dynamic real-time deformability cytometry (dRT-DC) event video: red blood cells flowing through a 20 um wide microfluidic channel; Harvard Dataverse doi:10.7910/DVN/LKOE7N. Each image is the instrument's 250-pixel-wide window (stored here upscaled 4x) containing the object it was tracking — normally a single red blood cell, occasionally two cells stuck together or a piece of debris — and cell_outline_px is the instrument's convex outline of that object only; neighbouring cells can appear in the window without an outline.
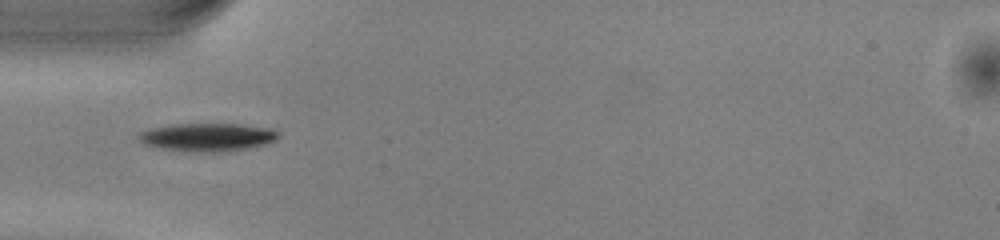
{"species": "common noctule bat (a hibernating species)", "species_latin": "Nyctalus noctula", "temperature_condition": "warm", "stored_images_in_passage": 36, "camera_frame_rate_fps": 3000, "um_per_image_px": 0.085, "animal": {"sex": "male", "body_mass_g": 13.0, "forearm_length_mm": 53.1}, "frame": {"image": 1, "passage_image": 1, "time_ms": 0.0, "image_size_px": [1000, 240], "cell_outline_px": [[280, 136], [276, 140], [264, 144], [224, 152], [192, 152], [160, 148], [144, 144], [136, 136], [136, 132], [168, 124], [240, 124], [272, 128], [280, 132]], "centroid_in_image_um": [17.61, 11.65], "position_along_channel_um": 67.4, "area_um2": 23.12}}
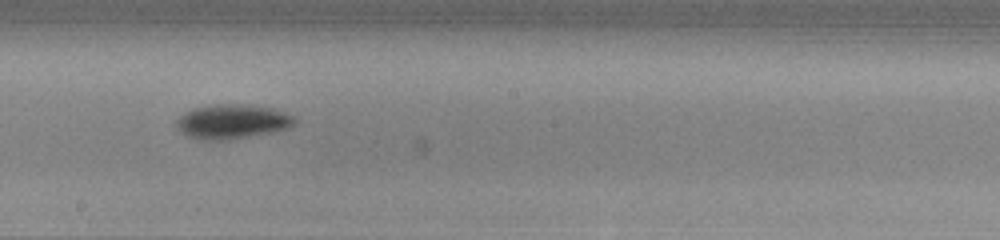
{"frame": {"image": 2, "passage_image": 13, "time_ms": 4.0, "image_size_px": [1000, 240], "cell_outline_px": [[296, 124], [288, 128], [272, 132], [228, 140], [204, 140], [188, 136], [180, 132], [176, 128], [176, 120], [180, 116], [192, 108], [216, 104], [248, 104], [272, 108], [284, 112], [292, 116], [296, 120]], "centroid_in_image_um": [19.73, 10.33], "position_along_channel_um": 228.5, "area_um2": 23.81}}
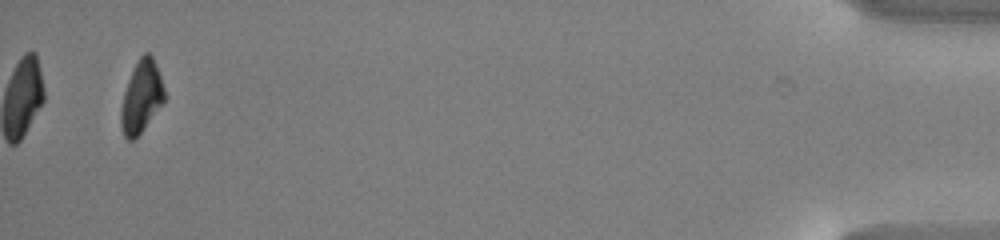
{"frame": {"image": 3, "passage_image": 34, "time_ms": 11.0, "image_size_px": [1000, 240], "cell_outline_px": [[164, 100], [136, 140], [128, 140], [124, 136], [120, 128], [120, 108], [124, 92], [128, 80], [140, 56], [144, 52], [148, 52], [152, 56], [160, 76], [164, 88]], "centroid_in_image_um": [11.98, 8.28], "position_along_channel_um": 423.2, "area_um2": 18.09}, "authors_computed_cell_mechanics": {"area_um2": 21.5016, "velocity_mm_per_s": 4.034, "shape_relaxation_time_tau1_ms": 1.704, "shape_relaxation_time_tau2_ms": null, "deformation_change_tau1": 0.1072, "deformation_change_tau2": null}}